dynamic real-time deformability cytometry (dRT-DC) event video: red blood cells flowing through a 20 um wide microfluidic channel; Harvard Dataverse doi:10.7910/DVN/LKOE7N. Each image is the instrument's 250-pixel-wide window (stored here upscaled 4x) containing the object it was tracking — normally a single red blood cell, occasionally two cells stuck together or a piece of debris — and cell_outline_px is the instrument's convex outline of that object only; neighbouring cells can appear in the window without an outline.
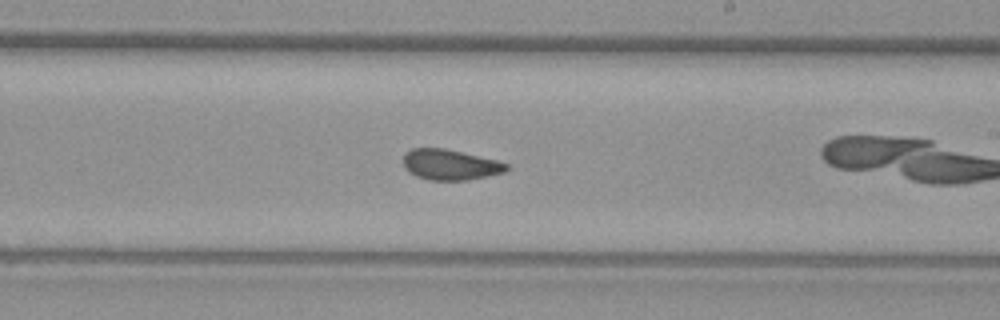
{"species": "common noctule bat (a hibernating species)", "species_latin": "Nyctalus noctula", "temperature_condition": "warm", "stored_images_in_passage": 41, "camera_frame_rate_fps": 3000, "um_per_image_px": 0.085, "animal": {"sex": "female", "body_mass_g": 29.2, "forearm_length_mm": 56.3}, "frame": {"image": 1, "passage_image": 18, "time_ms": 5.667, "image_size_px": [1000, 320], "cell_outline_px": [[508, 168], [504, 172], [488, 176], [468, 180], [428, 180], [416, 176], [408, 172], [404, 168], [404, 152], [412, 148], [444, 148], [496, 160], [508, 164]], "centroid_in_image_um": [38.23, 14.0], "position_along_channel_um": 250.8, "area_um2": 18.38}}
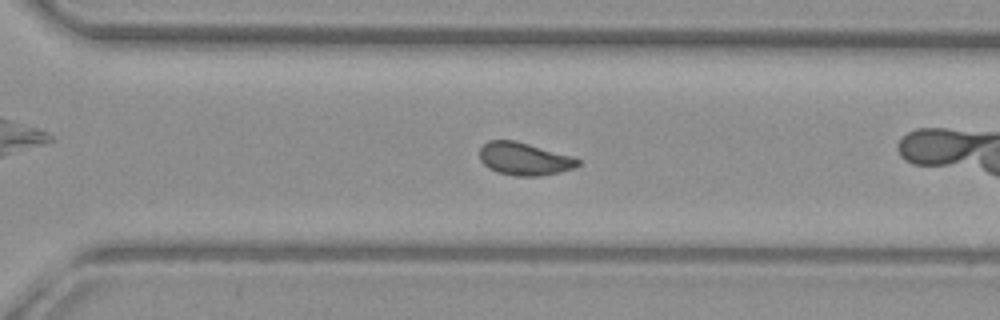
{"frame": {"image": 2, "passage_image": 24, "time_ms": 7.667, "image_size_px": [1000, 320], "cell_outline_px": [[580, 164], [576, 168], [560, 172], [540, 176], [516, 176], [496, 172], [488, 168], [480, 160], [480, 148], [488, 140], [516, 140], [572, 156], [580, 160]], "centroid_in_image_um": [44.57, 13.51], "position_along_channel_um": 326.0, "area_um2": 18.9}, "authors_computed_cell_mechanics": {"area_um2": 18.6116, "velocity_mm_per_s": 3.7731, "shape_relaxation_time_tau1_ms": null, "shape_relaxation_time_tau2_ms": 1.5867, "deformation_change_tau1": null, "deformation_change_tau2": 0.0747}}